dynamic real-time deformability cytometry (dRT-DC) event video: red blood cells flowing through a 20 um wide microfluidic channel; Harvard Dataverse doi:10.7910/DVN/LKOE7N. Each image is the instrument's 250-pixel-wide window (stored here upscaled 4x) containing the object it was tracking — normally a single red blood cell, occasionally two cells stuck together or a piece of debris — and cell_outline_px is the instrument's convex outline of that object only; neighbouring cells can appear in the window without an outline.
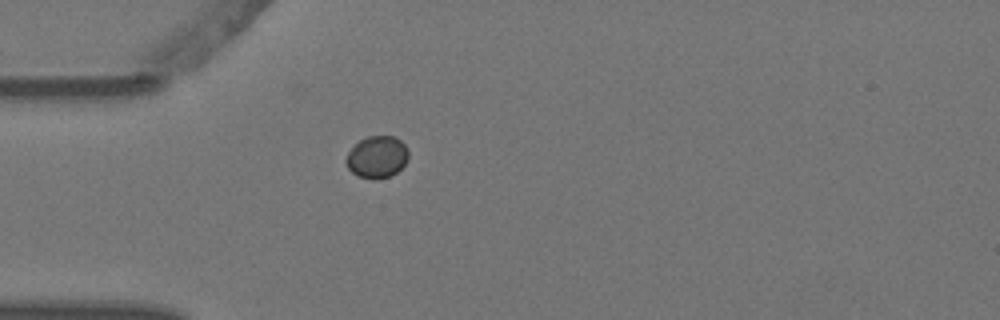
{"species": "Egyptian fruit bat (a non-hibernating species)", "species_latin": "Rousettus aegyptiacus", "temperature_condition": "warm", "stored_images_in_passage": 1, "camera_frame_rate_fps": 3000, "um_per_image_px": 0.085, "animal": {"sex": "female"}, "frame": {"image": 1, "passage_image": 1, "time_ms": 0.0, "image_size_px": [1000, 320], "cell_outline_px": [[408, 160], [396, 172], [388, 176], [356, 176], [348, 168], [344, 160], [348, 152], [360, 140], [368, 136], [392, 136], [400, 140], [408, 148]], "centroid_in_image_um": [32.04, 13.3], "position_along_channel_um": 53.0, "area_um2": 14.8}}